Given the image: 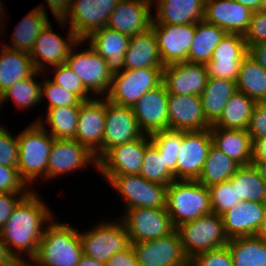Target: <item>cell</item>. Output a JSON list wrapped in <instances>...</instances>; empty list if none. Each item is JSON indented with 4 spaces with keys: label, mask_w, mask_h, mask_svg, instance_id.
I'll use <instances>...</instances> for the list:
<instances>
[{
    "label": "cell",
    "mask_w": 266,
    "mask_h": 266,
    "mask_svg": "<svg viewBox=\"0 0 266 266\" xmlns=\"http://www.w3.org/2000/svg\"><path fill=\"white\" fill-rule=\"evenodd\" d=\"M40 198L37 192L31 190L0 229L1 239L15 260L24 259L21 253L29 256L28 261L35 257L45 225L54 219L53 212Z\"/></svg>",
    "instance_id": "obj_1"
},
{
    "label": "cell",
    "mask_w": 266,
    "mask_h": 266,
    "mask_svg": "<svg viewBox=\"0 0 266 266\" xmlns=\"http://www.w3.org/2000/svg\"><path fill=\"white\" fill-rule=\"evenodd\" d=\"M47 225L32 266H76L83 255L78 229L55 219Z\"/></svg>",
    "instance_id": "obj_2"
},
{
    "label": "cell",
    "mask_w": 266,
    "mask_h": 266,
    "mask_svg": "<svg viewBox=\"0 0 266 266\" xmlns=\"http://www.w3.org/2000/svg\"><path fill=\"white\" fill-rule=\"evenodd\" d=\"M38 118L17 135L19 159L17 169L29 187L39 177L47 179V165L54 138L46 130V124Z\"/></svg>",
    "instance_id": "obj_3"
},
{
    "label": "cell",
    "mask_w": 266,
    "mask_h": 266,
    "mask_svg": "<svg viewBox=\"0 0 266 266\" xmlns=\"http://www.w3.org/2000/svg\"><path fill=\"white\" fill-rule=\"evenodd\" d=\"M167 211L176 228L212 213L209 190L197 180H175L167 186Z\"/></svg>",
    "instance_id": "obj_4"
},
{
    "label": "cell",
    "mask_w": 266,
    "mask_h": 266,
    "mask_svg": "<svg viewBox=\"0 0 266 266\" xmlns=\"http://www.w3.org/2000/svg\"><path fill=\"white\" fill-rule=\"evenodd\" d=\"M175 230L189 260L200 253L224 247L229 241L222 216L213 212L178 225Z\"/></svg>",
    "instance_id": "obj_5"
},
{
    "label": "cell",
    "mask_w": 266,
    "mask_h": 266,
    "mask_svg": "<svg viewBox=\"0 0 266 266\" xmlns=\"http://www.w3.org/2000/svg\"><path fill=\"white\" fill-rule=\"evenodd\" d=\"M163 83V68L124 69L114 73L105 98L118 106L132 107L144 94Z\"/></svg>",
    "instance_id": "obj_6"
},
{
    "label": "cell",
    "mask_w": 266,
    "mask_h": 266,
    "mask_svg": "<svg viewBox=\"0 0 266 266\" xmlns=\"http://www.w3.org/2000/svg\"><path fill=\"white\" fill-rule=\"evenodd\" d=\"M125 202L124 210L167 208V186L148 181L141 175H102Z\"/></svg>",
    "instance_id": "obj_7"
},
{
    "label": "cell",
    "mask_w": 266,
    "mask_h": 266,
    "mask_svg": "<svg viewBox=\"0 0 266 266\" xmlns=\"http://www.w3.org/2000/svg\"><path fill=\"white\" fill-rule=\"evenodd\" d=\"M118 220L100 222L87 232H79L83 255L106 263L113 254L128 248L131 245L128 232Z\"/></svg>",
    "instance_id": "obj_8"
},
{
    "label": "cell",
    "mask_w": 266,
    "mask_h": 266,
    "mask_svg": "<svg viewBox=\"0 0 266 266\" xmlns=\"http://www.w3.org/2000/svg\"><path fill=\"white\" fill-rule=\"evenodd\" d=\"M85 41H79L69 53L66 65L81 79L84 87L92 94L105 97L111 86L113 73L108 64L89 45L88 49L81 52L75 47L82 45ZM105 94V95H103Z\"/></svg>",
    "instance_id": "obj_9"
},
{
    "label": "cell",
    "mask_w": 266,
    "mask_h": 266,
    "mask_svg": "<svg viewBox=\"0 0 266 266\" xmlns=\"http://www.w3.org/2000/svg\"><path fill=\"white\" fill-rule=\"evenodd\" d=\"M119 1L73 0L69 13L64 19H58V22L62 25L61 27L70 25V29L77 38L85 41L93 32L107 26L110 14Z\"/></svg>",
    "instance_id": "obj_10"
},
{
    "label": "cell",
    "mask_w": 266,
    "mask_h": 266,
    "mask_svg": "<svg viewBox=\"0 0 266 266\" xmlns=\"http://www.w3.org/2000/svg\"><path fill=\"white\" fill-rule=\"evenodd\" d=\"M121 216L131 243L165 237L175 230L167 208H133Z\"/></svg>",
    "instance_id": "obj_11"
},
{
    "label": "cell",
    "mask_w": 266,
    "mask_h": 266,
    "mask_svg": "<svg viewBox=\"0 0 266 266\" xmlns=\"http://www.w3.org/2000/svg\"><path fill=\"white\" fill-rule=\"evenodd\" d=\"M212 144L210 129L182 131L176 163V180H197Z\"/></svg>",
    "instance_id": "obj_12"
},
{
    "label": "cell",
    "mask_w": 266,
    "mask_h": 266,
    "mask_svg": "<svg viewBox=\"0 0 266 266\" xmlns=\"http://www.w3.org/2000/svg\"><path fill=\"white\" fill-rule=\"evenodd\" d=\"M51 24L49 22L41 31L29 54L35 69L43 73L51 67L66 64L70 50L80 41L70 28L65 40L53 31Z\"/></svg>",
    "instance_id": "obj_13"
},
{
    "label": "cell",
    "mask_w": 266,
    "mask_h": 266,
    "mask_svg": "<svg viewBox=\"0 0 266 266\" xmlns=\"http://www.w3.org/2000/svg\"><path fill=\"white\" fill-rule=\"evenodd\" d=\"M131 245L140 266H189L176 230L168 236Z\"/></svg>",
    "instance_id": "obj_14"
},
{
    "label": "cell",
    "mask_w": 266,
    "mask_h": 266,
    "mask_svg": "<svg viewBox=\"0 0 266 266\" xmlns=\"http://www.w3.org/2000/svg\"><path fill=\"white\" fill-rule=\"evenodd\" d=\"M150 135L117 145L109 149L99 160L97 169L101 175H140L146 146Z\"/></svg>",
    "instance_id": "obj_15"
},
{
    "label": "cell",
    "mask_w": 266,
    "mask_h": 266,
    "mask_svg": "<svg viewBox=\"0 0 266 266\" xmlns=\"http://www.w3.org/2000/svg\"><path fill=\"white\" fill-rule=\"evenodd\" d=\"M106 98L83 101L79 107L75 140L101 158V145L105 129Z\"/></svg>",
    "instance_id": "obj_16"
},
{
    "label": "cell",
    "mask_w": 266,
    "mask_h": 266,
    "mask_svg": "<svg viewBox=\"0 0 266 266\" xmlns=\"http://www.w3.org/2000/svg\"><path fill=\"white\" fill-rule=\"evenodd\" d=\"M143 135L144 133L141 131L131 107L118 106L106 99L101 157L109 149L132 142Z\"/></svg>",
    "instance_id": "obj_17"
},
{
    "label": "cell",
    "mask_w": 266,
    "mask_h": 266,
    "mask_svg": "<svg viewBox=\"0 0 266 266\" xmlns=\"http://www.w3.org/2000/svg\"><path fill=\"white\" fill-rule=\"evenodd\" d=\"M97 163L95 155L75 139H55L47 165V180L81 170L87 165H94L97 168Z\"/></svg>",
    "instance_id": "obj_18"
},
{
    "label": "cell",
    "mask_w": 266,
    "mask_h": 266,
    "mask_svg": "<svg viewBox=\"0 0 266 266\" xmlns=\"http://www.w3.org/2000/svg\"><path fill=\"white\" fill-rule=\"evenodd\" d=\"M247 55L248 46L244 36L227 33L206 64L209 77L237 81L242 60Z\"/></svg>",
    "instance_id": "obj_19"
},
{
    "label": "cell",
    "mask_w": 266,
    "mask_h": 266,
    "mask_svg": "<svg viewBox=\"0 0 266 266\" xmlns=\"http://www.w3.org/2000/svg\"><path fill=\"white\" fill-rule=\"evenodd\" d=\"M163 64L187 62L188 53L196 32L192 24H151Z\"/></svg>",
    "instance_id": "obj_20"
},
{
    "label": "cell",
    "mask_w": 266,
    "mask_h": 266,
    "mask_svg": "<svg viewBox=\"0 0 266 266\" xmlns=\"http://www.w3.org/2000/svg\"><path fill=\"white\" fill-rule=\"evenodd\" d=\"M168 92L164 83L144 94L131 108L146 135L168 130Z\"/></svg>",
    "instance_id": "obj_21"
},
{
    "label": "cell",
    "mask_w": 266,
    "mask_h": 266,
    "mask_svg": "<svg viewBox=\"0 0 266 266\" xmlns=\"http://www.w3.org/2000/svg\"><path fill=\"white\" fill-rule=\"evenodd\" d=\"M152 0H120L110 14L107 27L128 36L151 28Z\"/></svg>",
    "instance_id": "obj_22"
},
{
    "label": "cell",
    "mask_w": 266,
    "mask_h": 266,
    "mask_svg": "<svg viewBox=\"0 0 266 266\" xmlns=\"http://www.w3.org/2000/svg\"><path fill=\"white\" fill-rule=\"evenodd\" d=\"M212 125L206 120L198 95H168V130L201 131Z\"/></svg>",
    "instance_id": "obj_23"
},
{
    "label": "cell",
    "mask_w": 266,
    "mask_h": 266,
    "mask_svg": "<svg viewBox=\"0 0 266 266\" xmlns=\"http://www.w3.org/2000/svg\"><path fill=\"white\" fill-rule=\"evenodd\" d=\"M208 78L205 64L180 62L163 68V83L168 94L200 96Z\"/></svg>",
    "instance_id": "obj_24"
},
{
    "label": "cell",
    "mask_w": 266,
    "mask_h": 266,
    "mask_svg": "<svg viewBox=\"0 0 266 266\" xmlns=\"http://www.w3.org/2000/svg\"><path fill=\"white\" fill-rule=\"evenodd\" d=\"M253 11L236 0H205L204 20L229 34L245 35Z\"/></svg>",
    "instance_id": "obj_25"
},
{
    "label": "cell",
    "mask_w": 266,
    "mask_h": 266,
    "mask_svg": "<svg viewBox=\"0 0 266 266\" xmlns=\"http://www.w3.org/2000/svg\"><path fill=\"white\" fill-rule=\"evenodd\" d=\"M266 204L242 201L223 213V225L226 236L231 238L256 236L263 223Z\"/></svg>",
    "instance_id": "obj_26"
},
{
    "label": "cell",
    "mask_w": 266,
    "mask_h": 266,
    "mask_svg": "<svg viewBox=\"0 0 266 266\" xmlns=\"http://www.w3.org/2000/svg\"><path fill=\"white\" fill-rule=\"evenodd\" d=\"M129 40L130 36L106 26L93 32L85 42H89V46L106 60L109 70L114 74L124 70L125 52Z\"/></svg>",
    "instance_id": "obj_27"
},
{
    "label": "cell",
    "mask_w": 266,
    "mask_h": 266,
    "mask_svg": "<svg viewBox=\"0 0 266 266\" xmlns=\"http://www.w3.org/2000/svg\"><path fill=\"white\" fill-rule=\"evenodd\" d=\"M152 2V6H157L152 24L181 25L204 20L205 0H152Z\"/></svg>",
    "instance_id": "obj_28"
},
{
    "label": "cell",
    "mask_w": 266,
    "mask_h": 266,
    "mask_svg": "<svg viewBox=\"0 0 266 266\" xmlns=\"http://www.w3.org/2000/svg\"><path fill=\"white\" fill-rule=\"evenodd\" d=\"M145 67L164 68L157 39L152 28L131 36L125 52L124 69H140Z\"/></svg>",
    "instance_id": "obj_29"
},
{
    "label": "cell",
    "mask_w": 266,
    "mask_h": 266,
    "mask_svg": "<svg viewBox=\"0 0 266 266\" xmlns=\"http://www.w3.org/2000/svg\"><path fill=\"white\" fill-rule=\"evenodd\" d=\"M213 145L240 166L252 164V141L247 130L210 127Z\"/></svg>",
    "instance_id": "obj_30"
},
{
    "label": "cell",
    "mask_w": 266,
    "mask_h": 266,
    "mask_svg": "<svg viewBox=\"0 0 266 266\" xmlns=\"http://www.w3.org/2000/svg\"><path fill=\"white\" fill-rule=\"evenodd\" d=\"M37 70L28 53L2 45L0 52V94L14 83L33 76Z\"/></svg>",
    "instance_id": "obj_31"
},
{
    "label": "cell",
    "mask_w": 266,
    "mask_h": 266,
    "mask_svg": "<svg viewBox=\"0 0 266 266\" xmlns=\"http://www.w3.org/2000/svg\"><path fill=\"white\" fill-rule=\"evenodd\" d=\"M236 91L237 85L234 80L208 78L200 99L204 116L211 125L219 119L226 103Z\"/></svg>",
    "instance_id": "obj_32"
},
{
    "label": "cell",
    "mask_w": 266,
    "mask_h": 266,
    "mask_svg": "<svg viewBox=\"0 0 266 266\" xmlns=\"http://www.w3.org/2000/svg\"><path fill=\"white\" fill-rule=\"evenodd\" d=\"M46 11L42 4L31 10L18 22V25L13 31L14 33L11 35L13 47L7 44L3 45L13 50L30 54L39 34L49 23Z\"/></svg>",
    "instance_id": "obj_33"
},
{
    "label": "cell",
    "mask_w": 266,
    "mask_h": 266,
    "mask_svg": "<svg viewBox=\"0 0 266 266\" xmlns=\"http://www.w3.org/2000/svg\"><path fill=\"white\" fill-rule=\"evenodd\" d=\"M226 34L223 29L205 20L197 22L187 62L206 65L211 60L214 49Z\"/></svg>",
    "instance_id": "obj_34"
},
{
    "label": "cell",
    "mask_w": 266,
    "mask_h": 266,
    "mask_svg": "<svg viewBox=\"0 0 266 266\" xmlns=\"http://www.w3.org/2000/svg\"><path fill=\"white\" fill-rule=\"evenodd\" d=\"M255 105V101L237 90L226 103L219 119L212 126L247 130Z\"/></svg>",
    "instance_id": "obj_35"
},
{
    "label": "cell",
    "mask_w": 266,
    "mask_h": 266,
    "mask_svg": "<svg viewBox=\"0 0 266 266\" xmlns=\"http://www.w3.org/2000/svg\"><path fill=\"white\" fill-rule=\"evenodd\" d=\"M233 266H266V240L259 236L229 239Z\"/></svg>",
    "instance_id": "obj_36"
},
{
    "label": "cell",
    "mask_w": 266,
    "mask_h": 266,
    "mask_svg": "<svg viewBox=\"0 0 266 266\" xmlns=\"http://www.w3.org/2000/svg\"><path fill=\"white\" fill-rule=\"evenodd\" d=\"M236 85L256 103L266 102V70L249 55L242 60Z\"/></svg>",
    "instance_id": "obj_37"
},
{
    "label": "cell",
    "mask_w": 266,
    "mask_h": 266,
    "mask_svg": "<svg viewBox=\"0 0 266 266\" xmlns=\"http://www.w3.org/2000/svg\"><path fill=\"white\" fill-rule=\"evenodd\" d=\"M230 180L236 185L238 203L253 201L266 204V182L254 164L240 166Z\"/></svg>",
    "instance_id": "obj_38"
},
{
    "label": "cell",
    "mask_w": 266,
    "mask_h": 266,
    "mask_svg": "<svg viewBox=\"0 0 266 266\" xmlns=\"http://www.w3.org/2000/svg\"><path fill=\"white\" fill-rule=\"evenodd\" d=\"M239 167L240 165L237 162L212 144L197 181L206 187H210L230 180Z\"/></svg>",
    "instance_id": "obj_39"
},
{
    "label": "cell",
    "mask_w": 266,
    "mask_h": 266,
    "mask_svg": "<svg viewBox=\"0 0 266 266\" xmlns=\"http://www.w3.org/2000/svg\"><path fill=\"white\" fill-rule=\"evenodd\" d=\"M80 106H58L47 110V127L50 125V135L54 139H75ZM46 120V121H45Z\"/></svg>",
    "instance_id": "obj_40"
},
{
    "label": "cell",
    "mask_w": 266,
    "mask_h": 266,
    "mask_svg": "<svg viewBox=\"0 0 266 266\" xmlns=\"http://www.w3.org/2000/svg\"><path fill=\"white\" fill-rule=\"evenodd\" d=\"M42 72L37 71L33 76L14 83L9 89L2 93V103L8 99L13 100L17 109L25 110L29 107L39 105L41 99V86L34 77ZM11 98V99H10Z\"/></svg>",
    "instance_id": "obj_41"
},
{
    "label": "cell",
    "mask_w": 266,
    "mask_h": 266,
    "mask_svg": "<svg viewBox=\"0 0 266 266\" xmlns=\"http://www.w3.org/2000/svg\"><path fill=\"white\" fill-rule=\"evenodd\" d=\"M140 175L148 181L169 186L175 181L174 174L167 168L158 148L150 142L145 148Z\"/></svg>",
    "instance_id": "obj_42"
},
{
    "label": "cell",
    "mask_w": 266,
    "mask_h": 266,
    "mask_svg": "<svg viewBox=\"0 0 266 266\" xmlns=\"http://www.w3.org/2000/svg\"><path fill=\"white\" fill-rule=\"evenodd\" d=\"M150 138L158 148L160 156L164 157L167 168L174 174L176 180V163L182 141V131L163 130L152 134Z\"/></svg>",
    "instance_id": "obj_43"
},
{
    "label": "cell",
    "mask_w": 266,
    "mask_h": 266,
    "mask_svg": "<svg viewBox=\"0 0 266 266\" xmlns=\"http://www.w3.org/2000/svg\"><path fill=\"white\" fill-rule=\"evenodd\" d=\"M210 195L212 212L222 215L237 204L236 185L231 181L214 184L207 187Z\"/></svg>",
    "instance_id": "obj_44"
},
{
    "label": "cell",
    "mask_w": 266,
    "mask_h": 266,
    "mask_svg": "<svg viewBox=\"0 0 266 266\" xmlns=\"http://www.w3.org/2000/svg\"><path fill=\"white\" fill-rule=\"evenodd\" d=\"M54 78H50L52 82L66 89L68 92L76 94L82 101L90 100L94 97L84 87L81 79L66 65L62 64L53 67Z\"/></svg>",
    "instance_id": "obj_45"
},
{
    "label": "cell",
    "mask_w": 266,
    "mask_h": 266,
    "mask_svg": "<svg viewBox=\"0 0 266 266\" xmlns=\"http://www.w3.org/2000/svg\"><path fill=\"white\" fill-rule=\"evenodd\" d=\"M43 97L49 101L47 110L58 106H80L83 102L76 94L68 92L48 78L44 79V83L42 82L41 99Z\"/></svg>",
    "instance_id": "obj_46"
},
{
    "label": "cell",
    "mask_w": 266,
    "mask_h": 266,
    "mask_svg": "<svg viewBox=\"0 0 266 266\" xmlns=\"http://www.w3.org/2000/svg\"><path fill=\"white\" fill-rule=\"evenodd\" d=\"M4 127V128H3ZM2 125L0 127V165L8 167H16L19 159V143L17 136L14 137Z\"/></svg>",
    "instance_id": "obj_47"
},
{
    "label": "cell",
    "mask_w": 266,
    "mask_h": 266,
    "mask_svg": "<svg viewBox=\"0 0 266 266\" xmlns=\"http://www.w3.org/2000/svg\"><path fill=\"white\" fill-rule=\"evenodd\" d=\"M189 266H233L228 246L203 252L189 261Z\"/></svg>",
    "instance_id": "obj_48"
},
{
    "label": "cell",
    "mask_w": 266,
    "mask_h": 266,
    "mask_svg": "<svg viewBox=\"0 0 266 266\" xmlns=\"http://www.w3.org/2000/svg\"><path fill=\"white\" fill-rule=\"evenodd\" d=\"M28 186L16 167L0 165V193H29L31 189Z\"/></svg>",
    "instance_id": "obj_49"
},
{
    "label": "cell",
    "mask_w": 266,
    "mask_h": 266,
    "mask_svg": "<svg viewBox=\"0 0 266 266\" xmlns=\"http://www.w3.org/2000/svg\"><path fill=\"white\" fill-rule=\"evenodd\" d=\"M247 45L266 43V12L254 11L248 30L244 35Z\"/></svg>",
    "instance_id": "obj_50"
},
{
    "label": "cell",
    "mask_w": 266,
    "mask_h": 266,
    "mask_svg": "<svg viewBox=\"0 0 266 266\" xmlns=\"http://www.w3.org/2000/svg\"><path fill=\"white\" fill-rule=\"evenodd\" d=\"M247 131L251 141L266 137V102L256 103Z\"/></svg>",
    "instance_id": "obj_51"
},
{
    "label": "cell",
    "mask_w": 266,
    "mask_h": 266,
    "mask_svg": "<svg viewBox=\"0 0 266 266\" xmlns=\"http://www.w3.org/2000/svg\"><path fill=\"white\" fill-rule=\"evenodd\" d=\"M27 194L28 193H13V192L0 193V229L9 219V216L14 211L17 204Z\"/></svg>",
    "instance_id": "obj_52"
},
{
    "label": "cell",
    "mask_w": 266,
    "mask_h": 266,
    "mask_svg": "<svg viewBox=\"0 0 266 266\" xmlns=\"http://www.w3.org/2000/svg\"><path fill=\"white\" fill-rule=\"evenodd\" d=\"M106 266H140V265L138 263L136 253L132 245H130L128 248L113 254L106 262Z\"/></svg>",
    "instance_id": "obj_53"
},
{
    "label": "cell",
    "mask_w": 266,
    "mask_h": 266,
    "mask_svg": "<svg viewBox=\"0 0 266 266\" xmlns=\"http://www.w3.org/2000/svg\"><path fill=\"white\" fill-rule=\"evenodd\" d=\"M54 18L64 19L72 7L73 0H45Z\"/></svg>",
    "instance_id": "obj_54"
},
{
    "label": "cell",
    "mask_w": 266,
    "mask_h": 266,
    "mask_svg": "<svg viewBox=\"0 0 266 266\" xmlns=\"http://www.w3.org/2000/svg\"><path fill=\"white\" fill-rule=\"evenodd\" d=\"M247 46L248 55L266 70V43Z\"/></svg>",
    "instance_id": "obj_55"
},
{
    "label": "cell",
    "mask_w": 266,
    "mask_h": 266,
    "mask_svg": "<svg viewBox=\"0 0 266 266\" xmlns=\"http://www.w3.org/2000/svg\"><path fill=\"white\" fill-rule=\"evenodd\" d=\"M252 161H266V137L252 141Z\"/></svg>",
    "instance_id": "obj_56"
},
{
    "label": "cell",
    "mask_w": 266,
    "mask_h": 266,
    "mask_svg": "<svg viewBox=\"0 0 266 266\" xmlns=\"http://www.w3.org/2000/svg\"><path fill=\"white\" fill-rule=\"evenodd\" d=\"M13 260L15 259L8 252V249L6 248L5 243L3 242L0 236V266H7Z\"/></svg>",
    "instance_id": "obj_57"
},
{
    "label": "cell",
    "mask_w": 266,
    "mask_h": 266,
    "mask_svg": "<svg viewBox=\"0 0 266 266\" xmlns=\"http://www.w3.org/2000/svg\"><path fill=\"white\" fill-rule=\"evenodd\" d=\"M238 3L250 8L253 12L262 9L263 0H236Z\"/></svg>",
    "instance_id": "obj_58"
},
{
    "label": "cell",
    "mask_w": 266,
    "mask_h": 266,
    "mask_svg": "<svg viewBox=\"0 0 266 266\" xmlns=\"http://www.w3.org/2000/svg\"><path fill=\"white\" fill-rule=\"evenodd\" d=\"M76 266H106V263L82 255L79 260V263Z\"/></svg>",
    "instance_id": "obj_59"
},
{
    "label": "cell",
    "mask_w": 266,
    "mask_h": 266,
    "mask_svg": "<svg viewBox=\"0 0 266 266\" xmlns=\"http://www.w3.org/2000/svg\"><path fill=\"white\" fill-rule=\"evenodd\" d=\"M252 164L259 170L261 178L266 182V161H252Z\"/></svg>",
    "instance_id": "obj_60"
},
{
    "label": "cell",
    "mask_w": 266,
    "mask_h": 266,
    "mask_svg": "<svg viewBox=\"0 0 266 266\" xmlns=\"http://www.w3.org/2000/svg\"><path fill=\"white\" fill-rule=\"evenodd\" d=\"M27 259H16V260H13L9 265L7 266H32V263L31 261L28 260L26 261ZM28 262V263H27Z\"/></svg>",
    "instance_id": "obj_61"
},
{
    "label": "cell",
    "mask_w": 266,
    "mask_h": 266,
    "mask_svg": "<svg viewBox=\"0 0 266 266\" xmlns=\"http://www.w3.org/2000/svg\"><path fill=\"white\" fill-rule=\"evenodd\" d=\"M257 236L261 237L262 239L266 240V211L263 219V223L261 225V228L257 234Z\"/></svg>",
    "instance_id": "obj_62"
},
{
    "label": "cell",
    "mask_w": 266,
    "mask_h": 266,
    "mask_svg": "<svg viewBox=\"0 0 266 266\" xmlns=\"http://www.w3.org/2000/svg\"><path fill=\"white\" fill-rule=\"evenodd\" d=\"M2 3V1L0 0V30H4L5 31V29H4V23H2L3 21H4V19L3 18H5L4 16H3V13H5L3 10H4V8H3V5L1 4ZM3 19V20H2ZM2 31H0V36L2 35Z\"/></svg>",
    "instance_id": "obj_63"
},
{
    "label": "cell",
    "mask_w": 266,
    "mask_h": 266,
    "mask_svg": "<svg viewBox=\"0 0 266 266\" xmlns=\"http://www.w3.org/2000/svg\"><path fill=\"white\" fill-rule=\"evenodd\" d=\"M261 10L266 12V0H263L262 9Z\"/></svg>",
    "instance_id": "obj_64"
},
{
    "label": "cell",
    "mask_w": 266,
    "mask_h": 266,
    "mask_svg": "<svg viewBox=\"0 0 266 266\" xmlns=\"http://www.w3.org/2000/svg\"><path fill=\"white\" fill-rule=\"evenodd\" d=\"M1 105H3V103H2V94H0V107H1ZM0 127H2V126H0Z\"/></svg>",
    "instance_id": "obj_65"
}]
</instances>
